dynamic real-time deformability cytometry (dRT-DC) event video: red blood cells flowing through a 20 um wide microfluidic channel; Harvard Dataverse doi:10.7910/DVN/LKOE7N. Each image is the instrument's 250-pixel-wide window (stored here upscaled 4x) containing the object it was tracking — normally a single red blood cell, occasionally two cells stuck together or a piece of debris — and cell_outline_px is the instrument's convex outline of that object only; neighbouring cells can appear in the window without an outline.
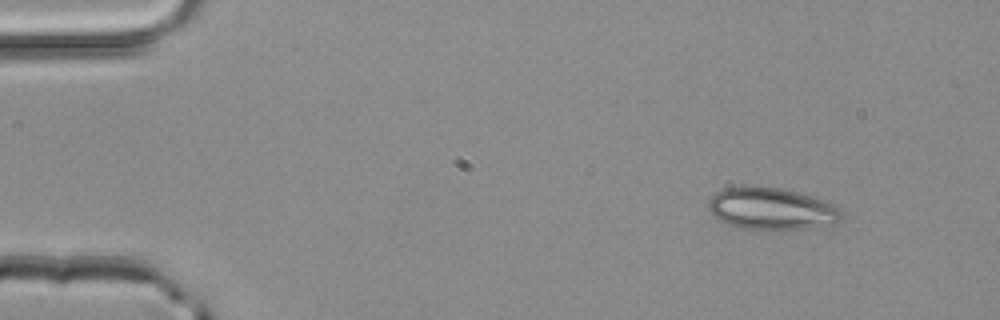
{"species": "common noctule bat (a hibernating species)", "species_latin": "Nyctalus noctula", "temperature_condition": "room temperature", "stored_images_in_passage": 3, "camera_frame_rate_fps": 3000, "um_per_image_px": 0.085, "animal": {"sex": "male", "body_mass_g": 20.4}, "frame": {"image": 1, "passage_image": 1, "time_ms": 0.0, "image_size_px": [1000, 320], "cell_outline_px": [[844, 216], [836, 224], [780, 232], [740, 228], [716, 220], [712, 216], [708, 208], [708, 200], [716, 192], [724, 188], [780, 188], [828, 200], [840, 204], [844, 212]], "centroid_in_image_um": [65.67, 17.8], "position_along_channel_um": 19.3, "area_um2": 33.52}}